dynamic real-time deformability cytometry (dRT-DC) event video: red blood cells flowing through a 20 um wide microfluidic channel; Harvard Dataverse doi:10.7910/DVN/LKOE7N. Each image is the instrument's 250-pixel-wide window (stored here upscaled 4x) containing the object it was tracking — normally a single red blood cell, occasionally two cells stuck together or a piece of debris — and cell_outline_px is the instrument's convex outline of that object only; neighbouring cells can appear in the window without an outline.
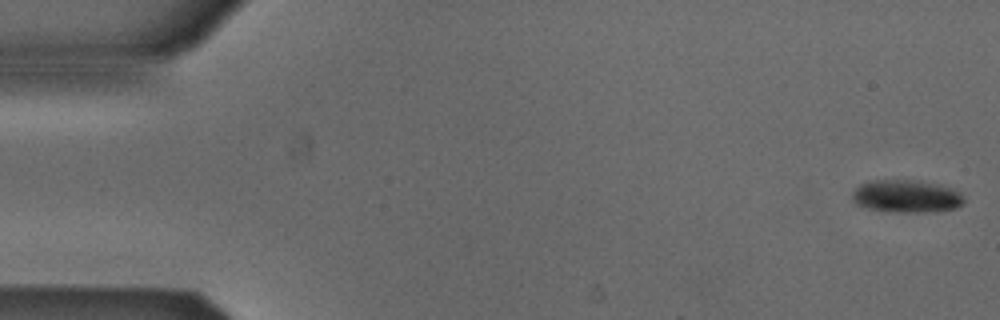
{"species": "Egyptian fruit bat (a non-hibernating species)", "species_latin": "Rousettus aegyptiacus", "temperature_condition": "cold", "stored_images_in_passage": 9, "camera_frame_rate_fps": 3000, "um_per_image_px": 0.085, "animal": {"sex": "male"}, "frame": {"image": 1, "passage_image": 1, "time_ms": 0.0, "image_size_px": [1000, 320], "cell_outline_px": [[964, 204], [956, 208], [924, 212], [884, 212], [868, 208], [856, 204], [852, 200], [852, 192], [860, 184], [868, 180], [916, 180], [936, 184], [952, 188], [960, 192], [964, 196]], "centroid_in_image_um": [77.02, 16.68], "position_along_channel_um": 8.0, "area_um2": 21.5}}